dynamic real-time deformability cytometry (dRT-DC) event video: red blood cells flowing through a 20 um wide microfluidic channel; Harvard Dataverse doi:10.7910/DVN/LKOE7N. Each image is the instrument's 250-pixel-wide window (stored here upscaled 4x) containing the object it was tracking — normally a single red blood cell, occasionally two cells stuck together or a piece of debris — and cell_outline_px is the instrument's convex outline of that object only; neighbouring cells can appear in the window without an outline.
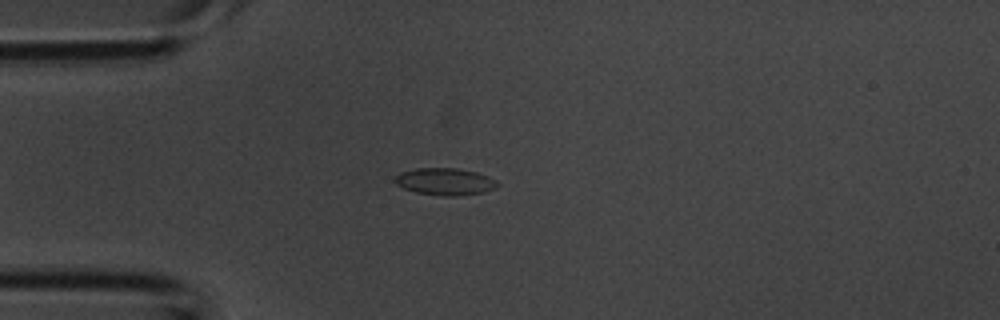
{"species": "common noctule bat (a hibernating species)", "species_latin": "Nyctalus noctula", "temperature_condition": "room temperature", "stored_images_in_passage": 1, "camera_frame_rate_fps": 3000, "um_per_image_px": 0.085, "animal": {"sex": "male", "body_mass_g": 20.1, "forearm_length_mm": 53.5}, "frame": {"image": 1, "passage_image": 1, "time_ms": 0.0, "image_size_px": [1000, 320], "cell_outline_px": [[500, 184], [496, 188], [484, 192], [456, 196], [444, 196], [416, 192], [404, 188], [396, 184], [392, 180], [400, 172], [416, 168], [456, 168], [476, 172], [488, 176], [496, 180]], "centroid_in_image_um": [37.83, 15.43], "position_along_channel_um": 47.2, "area_um2": 16.24}}